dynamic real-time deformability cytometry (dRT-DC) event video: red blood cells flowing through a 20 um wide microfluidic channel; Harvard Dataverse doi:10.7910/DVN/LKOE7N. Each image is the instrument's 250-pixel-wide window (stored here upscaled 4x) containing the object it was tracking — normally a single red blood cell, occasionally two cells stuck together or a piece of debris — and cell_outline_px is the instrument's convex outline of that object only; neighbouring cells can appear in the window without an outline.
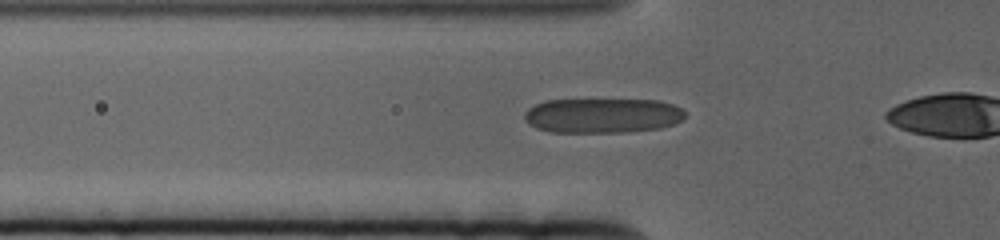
{"species": "human", "species_latin": "Homo sapiens", "temperature_condition": "cold", "stored_images_in_passage": 20, "camera_frame_rate_fps": 3000, "um_per_image_px": 0.085, "donor": {"sex": "female"}, "frame": {"image": 1, "passage_image": 17, "time_ms": 5.333, "image_size_px": [1000, 240], "cell_outline_px": [[684, 120], [676, 124], [660, 128], [628, 132], [552, 132], [536, 128], [524, 116], [524, 112], [528, 108], [544, 100], [660, 100], [672, 104], [680, 108], [684, 112]], "centroid_in_image_um": [51.25, 9.82], "position_along_channel_um": 74.5, "area_um2": 32.6}}